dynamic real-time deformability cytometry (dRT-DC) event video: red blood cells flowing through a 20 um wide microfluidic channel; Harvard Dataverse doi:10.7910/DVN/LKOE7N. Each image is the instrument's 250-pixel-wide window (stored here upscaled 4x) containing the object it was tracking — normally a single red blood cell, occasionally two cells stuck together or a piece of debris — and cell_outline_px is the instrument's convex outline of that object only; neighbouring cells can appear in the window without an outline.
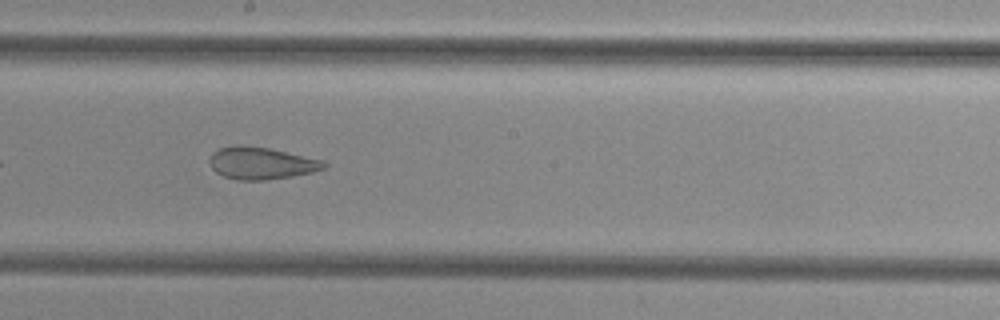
{"species": "common noctule bat (a hibernating species)", "species_latin": "Nyctalus noctula", "temperature_condition": "cold", "stored_images_in_passage": 17, "camera_frame_rate_fps": 3000, "um_per_image_px": 0.085, "animal": {"sex": "female", "body_mass_g": 29.2, "forearm_length_mm": 56.3}, "frame": {"image": 1, "passage_image": 14, "time_ms": 4.333, "image_size_px": [1000, 320], "cell_outline_px": [[328, 164], [324, 168], [312, 172], [292, 176], [264, 180], [236, 180], [224, 176], [216, 172], [212, 168], [208, 160], [212, 152], [220, 148], [236, 144], [240, 144], [268, 148], [324, 160]], "centroid_in_image_um": [22.18, 13.86], "position_along_channel_um": 226.0, "area_um2": 21.5}}